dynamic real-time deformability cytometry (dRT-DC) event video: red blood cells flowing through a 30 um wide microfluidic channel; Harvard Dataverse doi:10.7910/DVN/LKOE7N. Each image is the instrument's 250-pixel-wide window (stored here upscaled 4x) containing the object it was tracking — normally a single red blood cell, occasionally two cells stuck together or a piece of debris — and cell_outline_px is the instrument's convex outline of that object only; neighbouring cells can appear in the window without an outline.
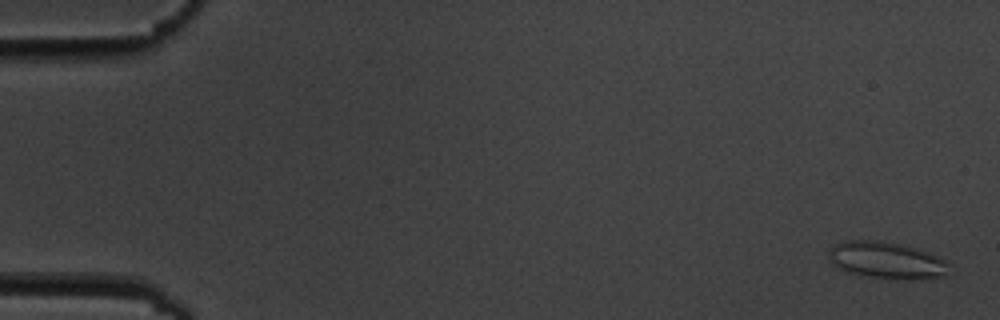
{"species": "common noctule bat (a hibernating species)", "species_latin": "Nyctalus noctula", "temperature_condition": "cold", "stored_images_in_passage": 3, "camera_frame_rate_fps": 3000, "um_per_image_px": 0.085, "animal": {"sex": "male", "body_mass_g": 19.5, "forearm_length_mm": 54.6}, "frame": {"image": 1, "passage_image": 1, "time_ms": 0.0, "image_size_px": [1000, 320], "cell_outline_px": [[948, 276], [912, 280], [896, 280], [860, 276], [844, 272], [832, 264], [828, 260], [828, 252], [832, 244], [848, 240], [880, 240], [900, 244], [916, 248], [928, 252], [944, 260], [948, 264]], "centroid_in_image_um": [75.3, 22.15], "position_along_channel_um": 9.7, "area_um2": 26.59}}